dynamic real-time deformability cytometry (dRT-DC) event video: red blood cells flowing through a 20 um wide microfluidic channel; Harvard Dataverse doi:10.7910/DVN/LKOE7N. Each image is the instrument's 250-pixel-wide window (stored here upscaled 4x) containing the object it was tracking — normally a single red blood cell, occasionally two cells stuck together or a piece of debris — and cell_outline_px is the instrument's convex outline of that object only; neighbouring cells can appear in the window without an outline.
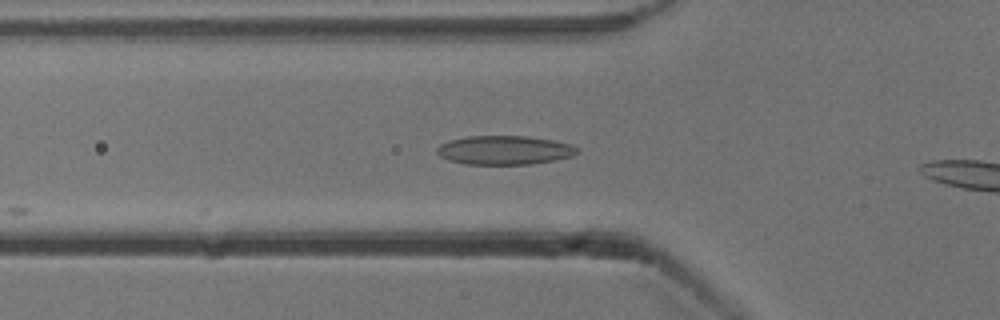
{"species": "common noctule bat (a hibernating species)", "species_latin": "Nyctalus noctula", "temperature_condition": "cold", "stored_images_in_passage": 5, "camera_frame_rate_fps": 3000, "um_per_image_px": 0.085, "animal": {"sex": "male", "body_mass_g": 13.3}, "frame": {"image": 1, "passage_image": 5, "time_ms": 1.333, "image_size_px": [1000, 320], "cell_outline_px": [[580, 152], [572, 156], [556, 160], [532, 164], [464, 164], [448, 160], [440, 156], [436, 152], [436, 148], [440, 144], [448, 140], [468, 136], [528, 136], [552, 140], [572, 144], [580, 148]], "centroid_in_image_um": [42.9, 12.76], "position_along_channel_um": 82.9, "area_um2": 23.93}}